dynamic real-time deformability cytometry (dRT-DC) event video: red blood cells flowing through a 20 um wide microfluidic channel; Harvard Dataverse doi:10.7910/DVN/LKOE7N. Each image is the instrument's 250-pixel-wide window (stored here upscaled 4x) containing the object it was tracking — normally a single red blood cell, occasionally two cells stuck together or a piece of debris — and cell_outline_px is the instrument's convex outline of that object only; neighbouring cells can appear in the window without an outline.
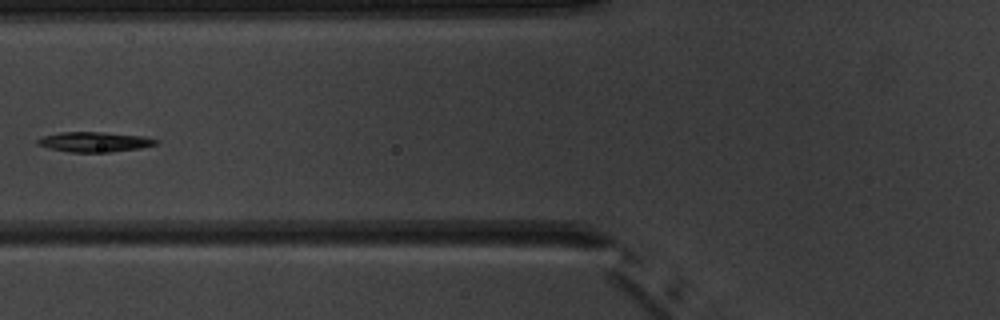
{"species": "common noctule bat (a hibernating species)", "species_latin": "Nyctalus noctula", "temperature_condition": "warm", "stored_images_in_passage": 7, "camera_frame_rate_fps": 3000, "um_per_image_px": 0.085, "animal": {"sex": "male", "body_mass_g": 20.1, "forearm_length_mm": 53.5}, "frame": {"image": 1, "passage_image": 6, "time_ms": 6.0, "image_size_px": [1000, 320], "cell_outline_px": [[160, 140], [156, 144], [140, 148], [108, 152], [68, 152], [48, 148], [36, 144], [36, 140], [44, 136], [60, 132], [104, 132], [144, 136]], "centroid_in_image_um": [8.02, 12.06], "position_along_channel_um": 117.8, "area_um2": 13.81}}
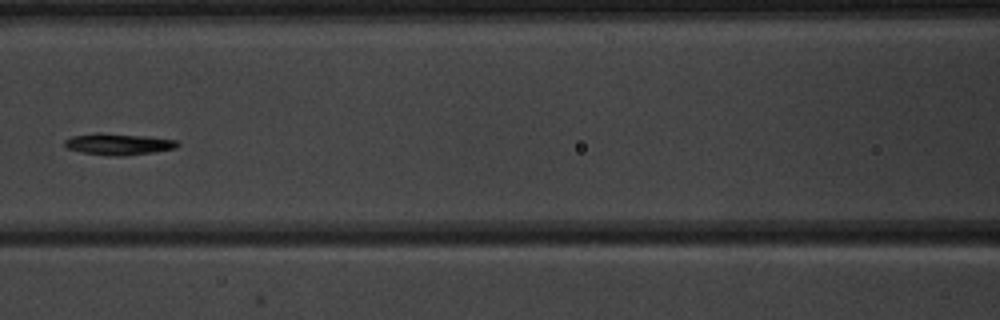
{"frame": {"image": 2, "passage_image": 7, "time_ms": 7.0, "image_size_px": [1000, 320], "cell_outline_px": [[180, 144], [176, 148], [152, 152], [124, 156], [108, 156], [84, 152], [68, 148], [64, 144], [64, 140], [72, 136], [96, 132], [100, 132], [148, 136], [176, 140]], "centroid_in_image_um": [10.07, 12.24], "position_along_channel_um": 156.5, "area_um2": 14.16}}